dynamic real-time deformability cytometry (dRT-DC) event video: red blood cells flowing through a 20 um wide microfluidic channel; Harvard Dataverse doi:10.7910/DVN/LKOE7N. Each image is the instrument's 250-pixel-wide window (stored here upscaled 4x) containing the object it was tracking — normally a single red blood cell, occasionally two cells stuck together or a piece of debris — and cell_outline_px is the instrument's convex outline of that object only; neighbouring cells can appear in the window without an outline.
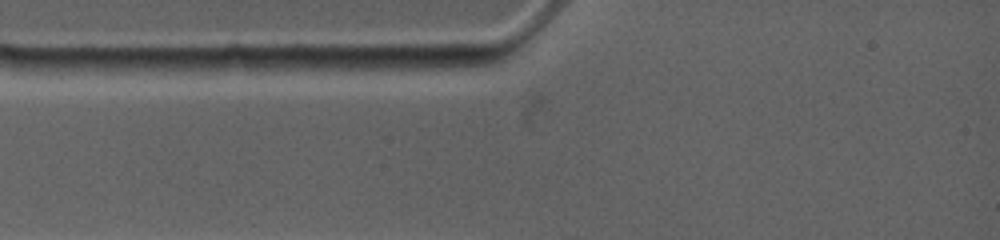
{"species": "common noctule bat (a hibernating species)", "species_latin": "Nyctalus noctula", "temperature_condition": "warm", "stored_images_in_passage": 2, "camera_frame_rate_fps": 4500, "um_per_image_px": 0.085, "animal": {"sex": "female", "body_mass_g": 19.0, "forearm_length_mm": 53.3}, "frame": {"image": 1, "passage_image": 1, "time_ms": 0.0, "image_size_px": [1000, 240], "cell_outline_px": [[256, 68], [176, 76], [156, 76], [128, 68], [128, 60], [228, 56], [248, 56]], "centroid_in_image_um": [16.2, 5.56], "position_along_channel_um": 68.8, "area_um2": 13.58}}